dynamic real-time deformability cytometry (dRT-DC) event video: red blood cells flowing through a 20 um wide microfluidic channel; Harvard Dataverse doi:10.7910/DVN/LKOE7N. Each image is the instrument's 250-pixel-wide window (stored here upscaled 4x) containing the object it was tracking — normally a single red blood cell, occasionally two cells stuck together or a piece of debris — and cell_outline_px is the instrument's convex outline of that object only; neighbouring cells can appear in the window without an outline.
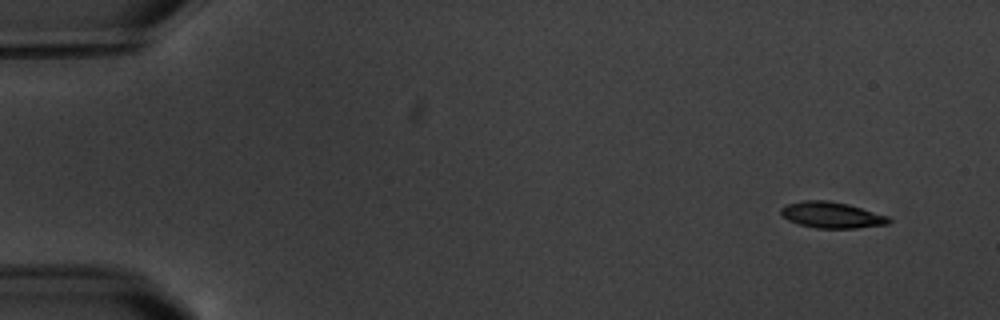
{"species": "common noctule bat (a hibernating species)", "species_latin": "Nyctalus noctula", "temperature_condition": "warm", "stored_images_in_passage": 4, "camera_frame_rate_fps": 3000, "um_per_image_px": 0.085, "animal": {"sex": "male", "body_mass_g": 20.1, "forearm_length_mm": 53.5}, "frame": {"image": 1, "passage_image": 1, "time_ms": 0.0, "image_size_px": [1000, 320], "cell_outline_px": [[892, 220], [888, 224], [856, 228], [816, 228], [800, 224], [788, 220], [780, 212], [780, 208], [788, 204], [804, 200], [828, 200], [848, 204], [888, 216]], "centroid_in_image_um": [70.7, 18.27], "position_along_channel_um": 14.3, "area_um2": 16.3}}
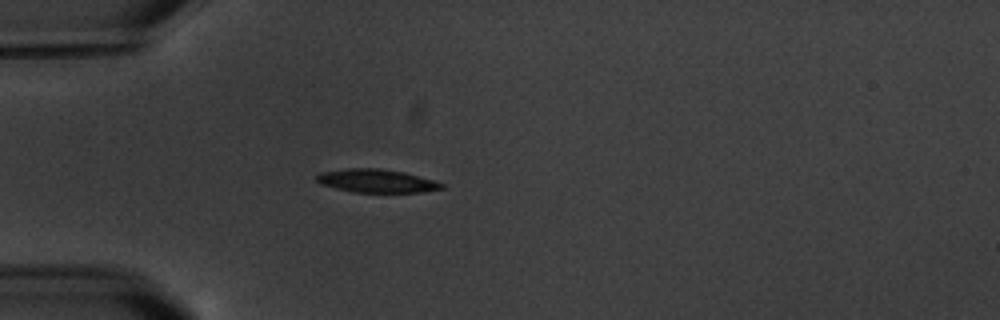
{"frame": {"image": 2, "passage_image": 4, "time_ms": 4.333, "image_size_px": [1000, 320], "cell_outline_px": [[444, 188], [420, 192], [352, 192], [320, 184], [316, 180], [316, 176], [320, 172], [348, 168], [380, 168], [404, 172], [432, 180], [444, 184]], "centroid_in_image_um": [31.97, 15.37], "position_along_channel_um": 53.0, "area_um2": 16.88}}